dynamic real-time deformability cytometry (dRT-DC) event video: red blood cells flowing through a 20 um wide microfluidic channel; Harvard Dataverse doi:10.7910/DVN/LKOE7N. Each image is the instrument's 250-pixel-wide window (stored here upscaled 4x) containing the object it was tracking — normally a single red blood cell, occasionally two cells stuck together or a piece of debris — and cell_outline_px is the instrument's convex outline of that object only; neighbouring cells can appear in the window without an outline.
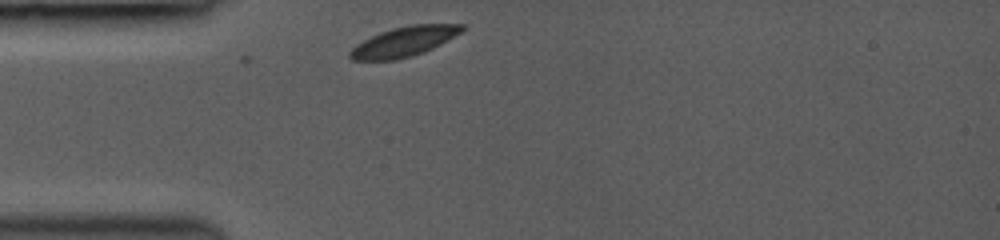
{"species": "common noctule bat (a hibernating species)", "species_latin": "Nyctalus noctula", "temperature_condition": "room temperature", "stored_images_in_passage": 14, "camera_frame_rate_fps": 3000, "um_per_image_px": 0.085, "animal": {"sex": "female", "body_mass_g": 19.0, "forearm_length_mm": 53.3}, "frame": {"image": 1, "passage_image": 1, "time_ms": 0.0, "image_size_px": [1000, 240], "cell_outline_px": [[464, 28], [460, 32], [440, 44], [424, 52], [412, 56], [396, 60], [352, 60], [348, 56], [348, 52], [356, 44], [380, 32], [392, 28], [412, 24], [464, 24]], "centroid_in_image_um": [34.3, 3.54], "position_along_channel_um": 50.7, "area_um2": 19.31}}
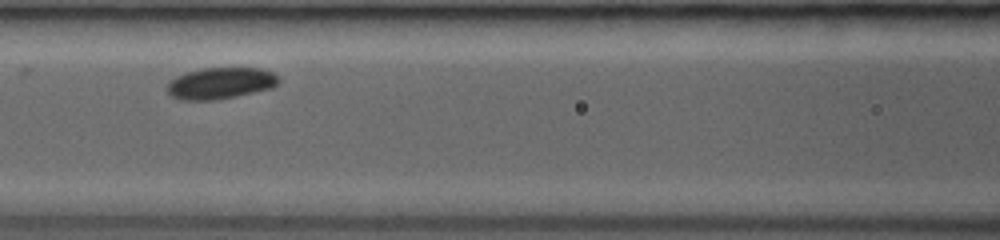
{"frame": {"image": 2, "passage_image": 9, "time_ms": 2.667, "image_size_px": [1000, 240], "cell_outline_px": [[280, 84], [272, 88], [236, 96], [216, 100], [180, 100], [172, 96], [164, 88], [176, 76], [184, 72], [204, 68], [260, 68], [272, 72], [280, 76]], "centroid_in_image_um": [18.76, 7.07], "position_along_channel_um": 147.8, "area_um2": 20.69}}
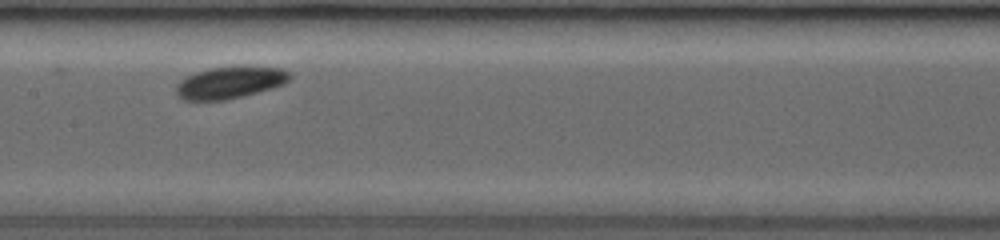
{"frame": {"image": 3, "passage_image": 13, "time_ms": 3.667, "image_size_px": [1000, 240], "cell_outline_px": [[292, 76], [284, 84], [272, 88], [228, 100], [184, 100], [176, 92], [176, 84], [184, 76], [208, 68], [236, 64], [244, 64], [280, 68], [292, 72]], "centroid_in_image_um": [19.58, 6.96], "position_along_channel_um": 187.8, "area_um2": 21.91}}